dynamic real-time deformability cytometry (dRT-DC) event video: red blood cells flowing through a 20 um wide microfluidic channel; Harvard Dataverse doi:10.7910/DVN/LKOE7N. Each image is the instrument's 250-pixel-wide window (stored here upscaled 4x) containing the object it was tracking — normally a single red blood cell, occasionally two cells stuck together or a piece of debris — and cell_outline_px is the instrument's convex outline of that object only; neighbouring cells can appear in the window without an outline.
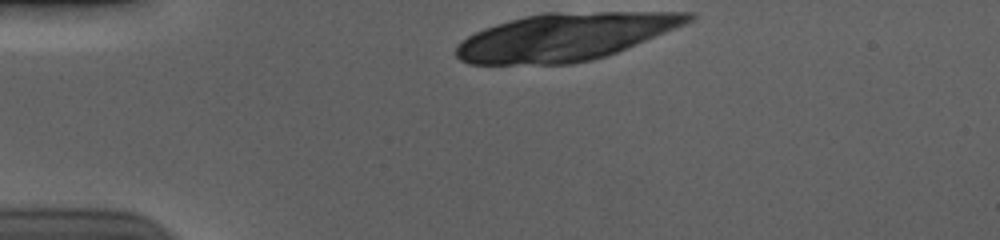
{"species": "human", "species_latin": "Homo sapiens", "temperature_condition": "cold", "stored_images_in_passage": 31, "camera_frame_rate_fps": 3000, "um_per_image_px": 0.085, "donor": {"sex": "male"}, "frame": {"image": 1, "passage_image": 1, "time_ms": 0.0, "image_size_px": [1000, 240], "cell_outline_px": [[696, 16], [692, 20], [676, 28], [608, 56], [592, 60], [572, 64], [468, 64], [460, 60], [456, 56], [456, 48], [460, 40], [484, 28], [496, 24], [524, 16], [544, 12], [696, 12]], "centroid_in_image_um": [48.04, 3.13], "position_along_channel_um": 37.0, "area_um2": 64.27}}